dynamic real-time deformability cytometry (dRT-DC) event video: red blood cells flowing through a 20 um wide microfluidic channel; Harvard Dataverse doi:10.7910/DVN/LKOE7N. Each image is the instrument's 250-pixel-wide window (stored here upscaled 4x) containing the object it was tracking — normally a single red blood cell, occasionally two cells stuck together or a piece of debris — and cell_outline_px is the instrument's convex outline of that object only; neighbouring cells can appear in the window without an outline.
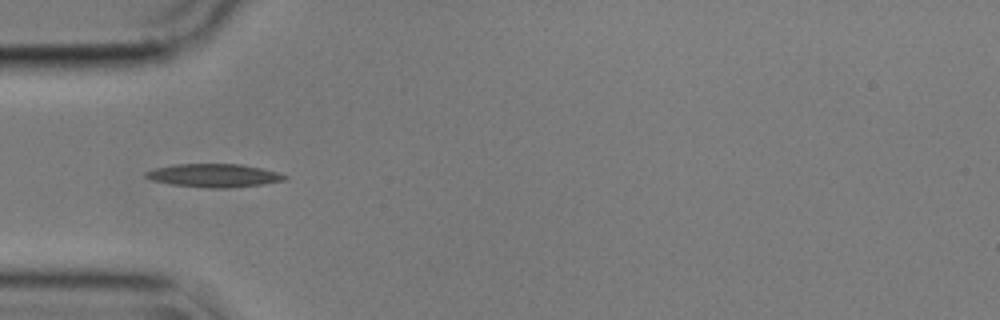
{"species": "common noctule bat (a hibernating species)", "species_latin": "Nyctalus noctula", "temperature_condition": "cold", "stored_images_in_passage": 21, "camera_frame_rate_fps": 3000, "um_per_image_px": 0.085, "animal": {"sex": "male", "body_mass_g": 17.9}, "frame": {"image": 1, "passage_image": 5, "time_ms": 1.333, "image_size_px": [1000, 320], "cell_outline_px": [[288, 180], [264, 184], [228, 188], [208, 188], [172, 184], [152, 180], [144, 176], [144, 172], [156, 168], [176, 164], [240, 164], [260, 168], [276, 172], [288, 176]], "centroid_in_image_um": [18.21, 14.92], "position_along_channel_um": 66.8, "area_um2": 18.79}}
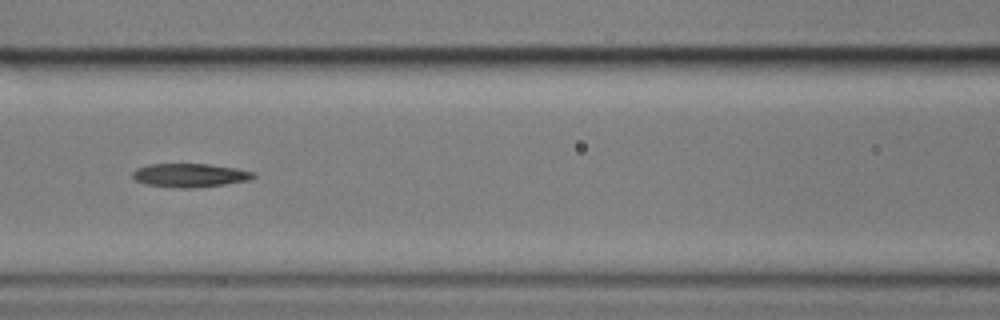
{"frame": {"image": 2, "passage_image": 12, "time_ms": 3.667, "image_size_px": [1000, 320], "cell_outline_px": [[256, 176], [248, 180], [224, 184], [192, 188], [180, 188], [144, 184], [136, 180], [132, 176], [132, 172], [136, 168], [148, 164], [208, 164], [236, 168], [256, 172]], "centroid_in_image_um": [16.13, 14.89], "position_along_channel_um": 150.5, "area_um2": 16.65}}